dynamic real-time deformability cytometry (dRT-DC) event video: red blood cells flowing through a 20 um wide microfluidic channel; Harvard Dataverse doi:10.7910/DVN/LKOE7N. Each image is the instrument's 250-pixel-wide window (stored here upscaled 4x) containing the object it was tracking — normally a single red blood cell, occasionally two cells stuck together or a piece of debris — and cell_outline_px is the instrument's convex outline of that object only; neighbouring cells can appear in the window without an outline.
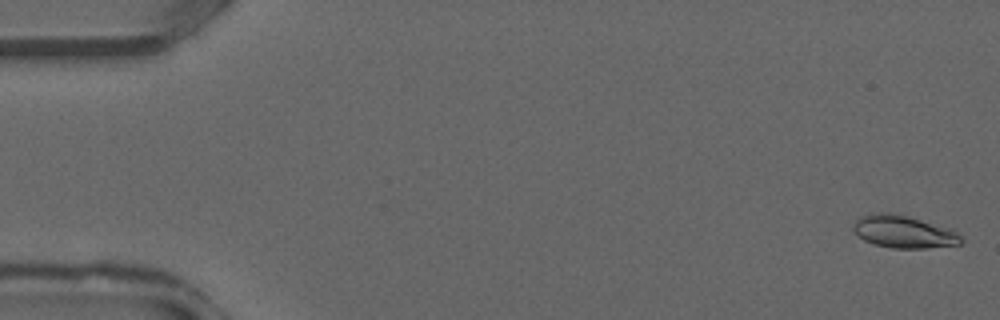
{"species": "common noctule bat (a hibernating species)", "species_latin": "Nyctalus noctula", "temperature_condition": "warm", "stored_images_in_passage": 37, "camera_frame_rate_fps": 3000, "um_per_image_px": 0.085, "animal": {"sex": "male", "forearm_length_mm": 52.5}, "frame": {"image": 1, "passage_image": 1, "time_ms": 0.0, "image_size_px": [1000, 320], "cell_outline_px": [[964, 240], [960, 244], [928, 248], [892, 248], [872, 244], [864, 240], [852, 228], [856, 220], [860, 216], [880, 212], [888, 212], [908, 216], [952, 228]], "centroid_in_image_um": [76.83, 19.7], "position_along_channel_um": 8.2, "area_um2": 20.46}}
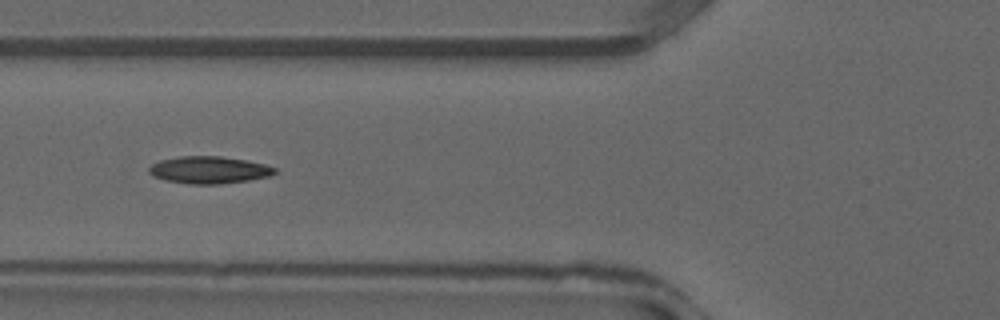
{"frame": {"image": 2, "passage_image": 14, "time_ms": 4.333, "image_size_px": [1000, 320], "cell_outline_px": [[276, 172], [268, 176], [248, 180], [220, 184], [188, 184], [164, 180], [152, 176], [148, 172], [148, 168], [152, 164], [160, 160], [180, 156], [220, 156], [248, 160], [264, 164], [276, 168]], "centroid_in_image_um": [17.73, 14.44], "position_along_channel_um": 108.1, "area_um2": 20.0}}
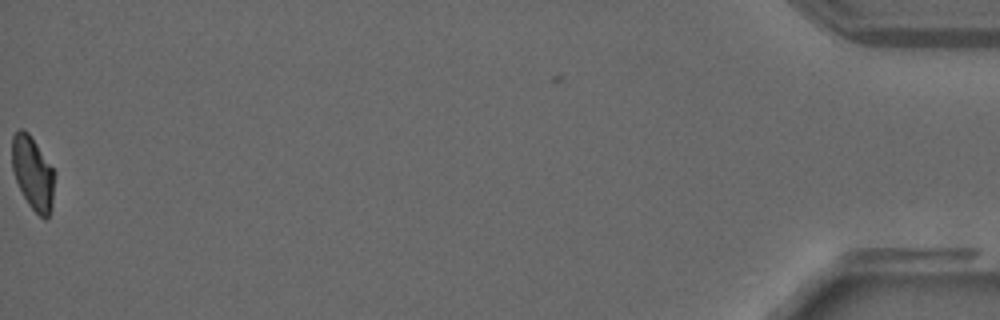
{"frame": {"image": 3, "passage_image": 37, "time_ms": 12.0, "image_size_px": [1000, 320], "cell_outline_px": [[56, 172], [52, 208], [48, 216], [44, 220], [28, 204], [16, 180], [12, 168], [12, 136], [20, 128], [24, 128], [28, 132]], "centroid_in_image_um": [2.81, 14.71], "position_along_channel_um": 432.4, "area_um2": 18.26}}